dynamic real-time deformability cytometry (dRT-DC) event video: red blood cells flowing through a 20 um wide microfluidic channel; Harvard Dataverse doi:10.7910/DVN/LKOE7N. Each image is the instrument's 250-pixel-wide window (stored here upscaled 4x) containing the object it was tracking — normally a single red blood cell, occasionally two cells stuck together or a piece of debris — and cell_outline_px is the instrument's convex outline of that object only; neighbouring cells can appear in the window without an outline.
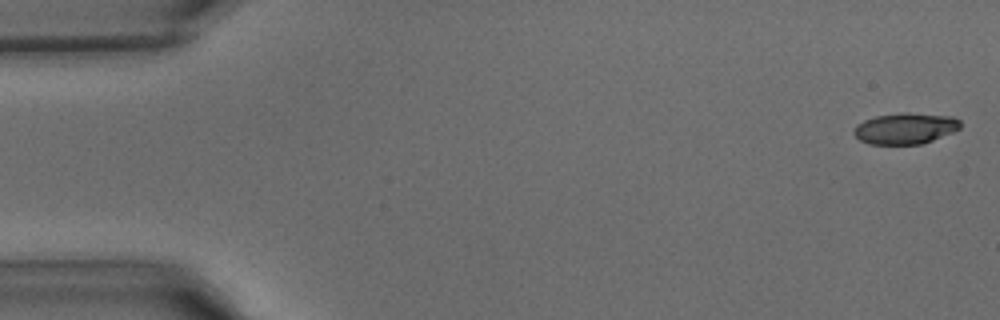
{"species": "common noctule bat (a hibernating species)", "species_latin": "Nyctalus noctula", "temperature_condition": "warm", "stored_images_in_passage": 8, "camera_frame_rate_fps": 3000, "um_per_image_px": 0.085, "animal": {"sex": "male", "body_mass_g": 15.6}, "frame": {"image": 1, "passage_image": 1, "time_ms": 0.0, "image_size_px": [1000, 320], "cell_outline_px": [[960, 128], [952, 132], [932, 140], [920, 144], [868, 144], [860, 140], [852, 132], [856, 124], [864, 120], [876, 116], [904, 112], [908, 112], [952, 116], [960, 120]], "centroid_in_image_um": [76.93, 10.91], "position_along_channel_um": 8.1, "area_um2": 19.31}}